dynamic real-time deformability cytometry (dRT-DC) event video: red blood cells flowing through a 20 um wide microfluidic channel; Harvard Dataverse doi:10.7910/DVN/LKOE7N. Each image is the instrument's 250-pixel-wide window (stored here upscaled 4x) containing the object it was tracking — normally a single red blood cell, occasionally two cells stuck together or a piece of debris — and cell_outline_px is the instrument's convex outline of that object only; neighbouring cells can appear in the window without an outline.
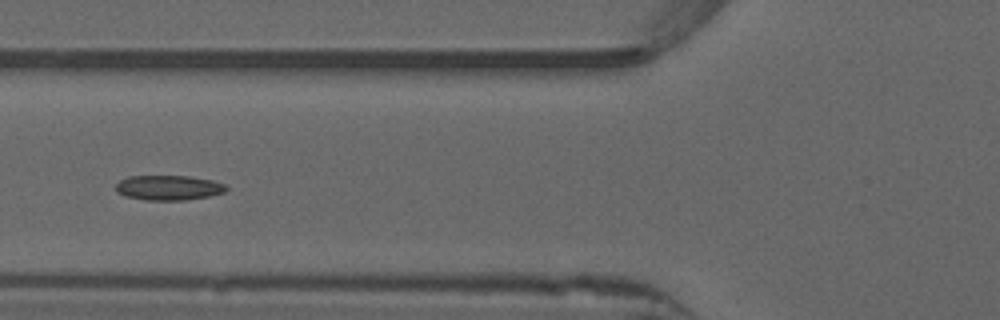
{"species": "common noctule bat (a hibernating species)", "species_latin": "Nyctalus noctula", "temperature_condition": "warm", "stored_images_in_passage": 38, "camera_frame_rate_fps": 3000, "um_per_image_px": 0.085, "animal": {"sex": "male", "forearm_length_mm": 52.5}, "frame": {"image": 1, "passage_image": 6, "time_ms": 1.667, "image_size_px": [1000, 320], "cell_outline_px": [[228, 188], [224, 192], [208, 196], [184, 200], [148, 200], [124, 196], [116, 192], [116, 184], [120, 180], [128, 176], [188, 176], [212, 180], [224, 184]], "centroid_in_image_um": [14.3, 15.95], "position_along_channel_um": 111.5, "area_um2": 15.95}}